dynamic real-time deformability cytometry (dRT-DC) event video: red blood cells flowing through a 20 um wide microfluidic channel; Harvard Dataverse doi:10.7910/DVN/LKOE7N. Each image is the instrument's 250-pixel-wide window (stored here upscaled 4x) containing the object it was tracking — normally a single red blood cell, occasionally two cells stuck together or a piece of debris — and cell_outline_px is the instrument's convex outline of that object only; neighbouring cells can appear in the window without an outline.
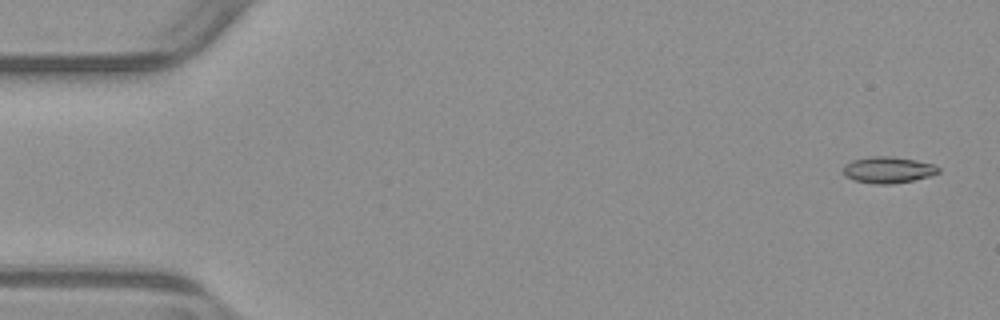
{"species": "common noctule bat (a hibernating species)", "species_latin": "Nyctalus noctula", "temperature_condition": "warm", "stored_images_in_passage": 51, "camera_frame_rate_fps": 3000, "um_per_image_px": 0.085, "animal": {"sex": "male", "body_mass_g": 23.1, "forearm_length_mm": 52.7}, "frame": {"image": 1, "passage_image": 2, "time_ms": 0.333, "image_size_px": [1000, 320], "cell_outline_px": [[940, 172], [932, 176], [892, 184], [876, 184], [856, 180], [844, 176], [844, 164], [852, 160], [872, 156], [892, 156], [916, 160], [932, 164], [940, 168]], "centroid_in_image_um": [75.5, 14.43], "position_along_channel_um": 9.5, "area_um2": 14.62}}
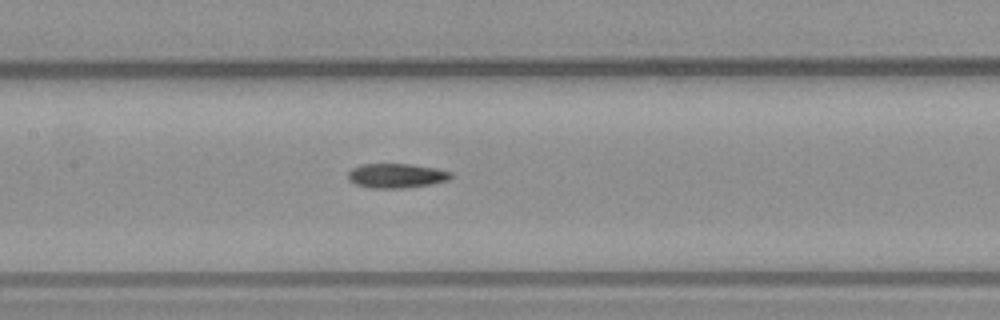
{"frame": {"image": 2, "passage_image": 25, "time_ms": 8.0, "image_size_px": [1000, 320], "cell_outline_px": [[452, 176], [448, 180], [428, 184], [400, 188], [372, 188], [356, 184], [348, 180], [348, 172], [352, 168], [364, 164], [412, 164], [436, 168], [452, 172]], "centroid_in_image_um": [33.68, 14.92], "position_along_channel_um": 173.7, "area_um2": 14.51}}
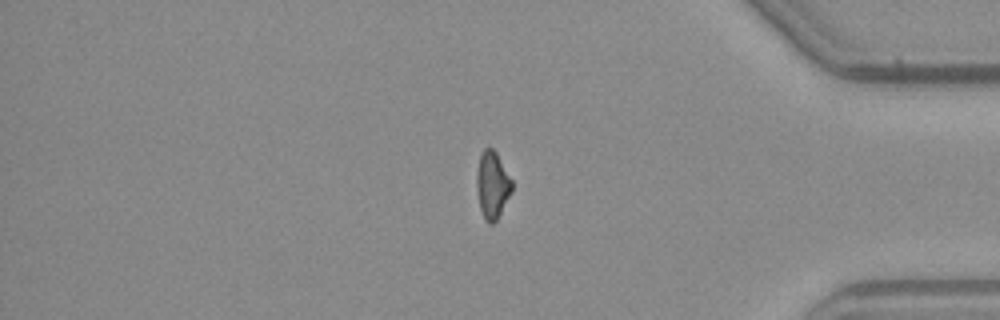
{"frame": {"image": 3, "passage_image": 44, "time_ms": 14.333, "image_size_px": [1000, 320], "cell_outline_px": [[512, 192], [496, 220], [492, 224], [488, 224], [484, 220], [480, 208], [476, 188], [476, 172], [480, 152], [484, 148], [492, 148], [496, 152], [512, 180]], "centroid_in_image_um": [41.83, 15.71], "position_along_channel_um": 393.4, "area_um2": 13.93}}